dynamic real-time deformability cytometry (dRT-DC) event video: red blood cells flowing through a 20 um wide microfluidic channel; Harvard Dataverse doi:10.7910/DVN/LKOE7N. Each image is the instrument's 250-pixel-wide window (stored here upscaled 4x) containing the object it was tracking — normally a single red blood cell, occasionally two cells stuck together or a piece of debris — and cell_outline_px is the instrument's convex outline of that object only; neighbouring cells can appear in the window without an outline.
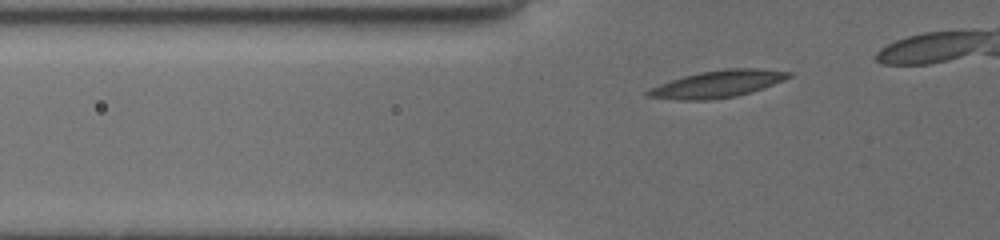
{"species": "common noctule bat (a hibernating species)", "species_latin": "Nyctalus noctula", "temperature_condition": "cold", "stored_images_in_passage": 15, "camera_frame_rate_fps": 3000, "um_per_image_px": 0.085, "animal": {"sex": "female", "body_mass_g": 19.5, "forearm_length_mm": 54.1}, "frame": {"image": 1, "passage_image": 6, "time_ms": 1.0, "image_size_px": [1000, 240], "cell_outline_px": [[792, 76], [784, 80], [736, 96], [708, 100], [680, 100], [644, 96], [644, 92], [660, 84], [684, 76], [700, 72], [728, 68], [756, 68], [792, 72]], "centroid_in_image_um": [60.97, 7.13], "position_along_channel_um": 64.8, "area_um2": 21.85}}
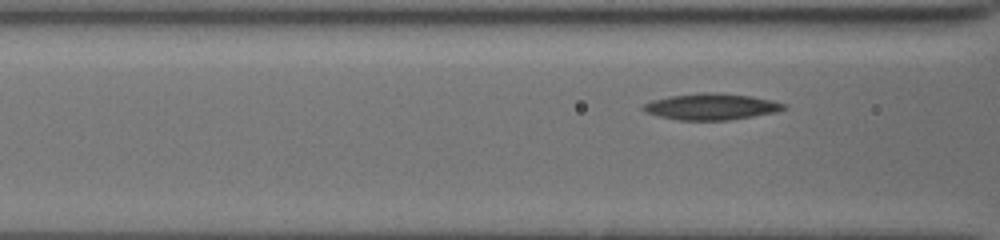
{"frame": {"image": 2, "passage_image": 11, "time_ms": 2.333, "image_size_px": [1000, 240], "cell_outline_px": [[788, 108], [776, 112], [728, 120], [676, 120], [644, 112], [640, 108], [640, 104], [652, 100], [668, 96], [700, 92], [720, 92], [752, 96], [772, 100], [784, 104]], "centroid_in_image_um": [60.4, 9.05], "position_along_channel_um": 106.2, "area_um2": 21.85}}